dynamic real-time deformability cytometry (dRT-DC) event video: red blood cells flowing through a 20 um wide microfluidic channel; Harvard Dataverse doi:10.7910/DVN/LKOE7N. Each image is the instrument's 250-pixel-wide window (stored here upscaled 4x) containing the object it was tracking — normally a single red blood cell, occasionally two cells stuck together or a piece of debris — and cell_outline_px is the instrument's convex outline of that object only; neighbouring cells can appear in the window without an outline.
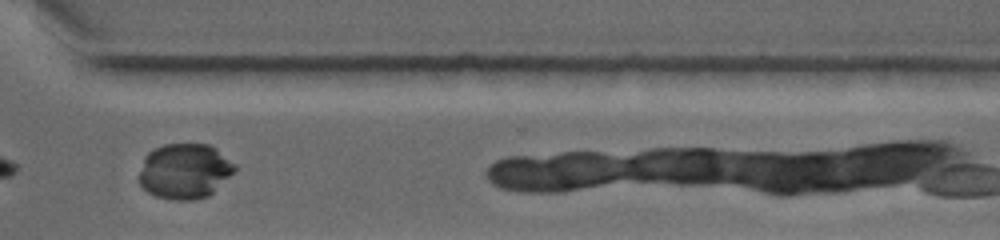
{"species": "common noctule bat (a hibernating species)", "species_latin": "Nyctalus noctula", "temperature_condition": "warm", "stored_images_in_passage": 12, "camera_frame_rate_fps": 4500, "um_per_image_px": 0.085, "animal": {"sex": "female", "body_mass_g": 19.0, "forearm_length_mm": 53.3}, "frame": {"image": 1, "passage_image": 10, "time_ms": 8.0, "image_size_px": [1000, 240], "cell_outline_px": [[236, 168], [208, 196], [196, 200], [172, 200], [156, 196], [148, 192], [140, 184], [140, 172], [144, 156], [148, 152], [164, 144], [208, 144], [216, 148], [236, 164]], "centroid_in_image_um": [15.68, 14.54], "position_along_channel_um": 354.9, "area_um2": 30.58}}